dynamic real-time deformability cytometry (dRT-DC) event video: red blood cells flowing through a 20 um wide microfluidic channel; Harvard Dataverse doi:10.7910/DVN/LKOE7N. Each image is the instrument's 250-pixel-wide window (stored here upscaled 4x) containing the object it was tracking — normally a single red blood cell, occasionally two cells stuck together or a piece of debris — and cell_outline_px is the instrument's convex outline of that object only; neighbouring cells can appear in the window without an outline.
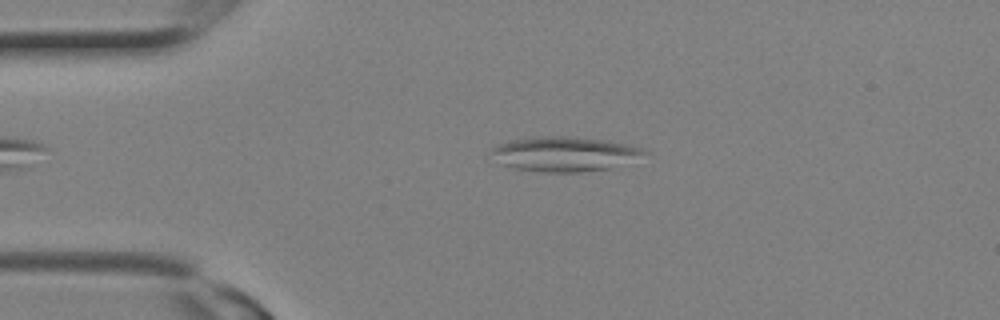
{"species": "Egyptian fruit bat (a non-hibernating species)", "species_latin": "Rousettus aegyptiacus", "temperature_condition": "room temperature", "stored_images_in_passage": 9, "camera_frame_rate_fps": 3000, "um_per_image_px": 0.085, "animal": {"sex": "female"}, "frame": {"image": 1, "passage_image": 4, "time_ms": 1.0, "image_size_px": [1000, 320], "cell_outline_px": [[648, 152], [608, 168], [580, 172], [540, 172], [512, 168], [500, 164], [488, 152], [492, 148], [500, 144], [512, 140], [532, 136], [564, 136], [608, 140], [644, 148]], "centroid_in_image_um": [47.87, 13.08], "position_along_channel_um": 37.1, "area_um2": 30.69}}
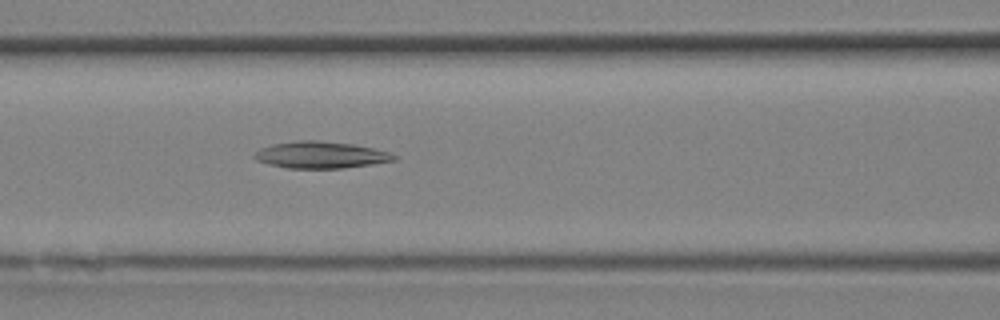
{"frame": {"image": 2, "passage_image": 9, "time_ms": 2.667, "image_size_px": [1000, 320], "cell_outline_px": [[400, 156], [396, 160], [372, 164], [344, 168], [288, 168], [268, 164], [256, 160], [252, 156], [260, 148], [272, 144], [300, 140], [316, 140], [352, 144], [376, 148], [392, 152]], "centroid_in_image_um": [27.31, 13.16], "position_along_channel_um": 139.3, "area_um2": 21.96}}